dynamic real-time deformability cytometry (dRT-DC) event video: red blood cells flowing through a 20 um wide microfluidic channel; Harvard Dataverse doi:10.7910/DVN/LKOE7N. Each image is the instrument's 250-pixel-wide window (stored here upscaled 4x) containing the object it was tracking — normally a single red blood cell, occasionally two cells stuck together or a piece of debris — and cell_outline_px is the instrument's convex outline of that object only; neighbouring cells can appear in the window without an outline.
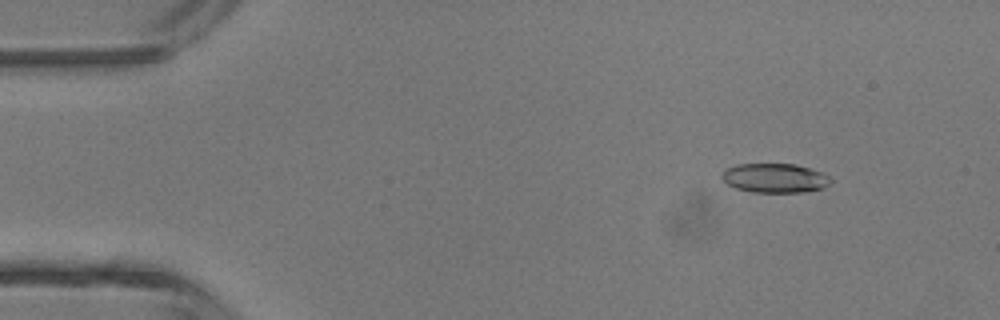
{"species": "common noctule bat (a hibernating species)", "species_latin": "Nyctalus noctula", "temperature_condition": "room temperature", "stored_images_in_passage": 45, "camera_frame_rate_fps": 3000, "um_per_image_px": 0.085, "animal": {"sex": "male", "body_mass_g": 13.3}, "frame": {"image": 1, "passage_image": 5, "time_ms": 1.333, "image_size_px": [1000, 320], "cell_outline_px": [[832, 180], [824, 188], [804, 192], [752, 192], [736, 188], [728, 184], [720, 176], [728, 168], [736, 164], [796, 164], [824, 172]], "centroid_in_image_um": [65.89, 15.13], "position_along_channel_um": 19.1, "area_um2": 18.55}}
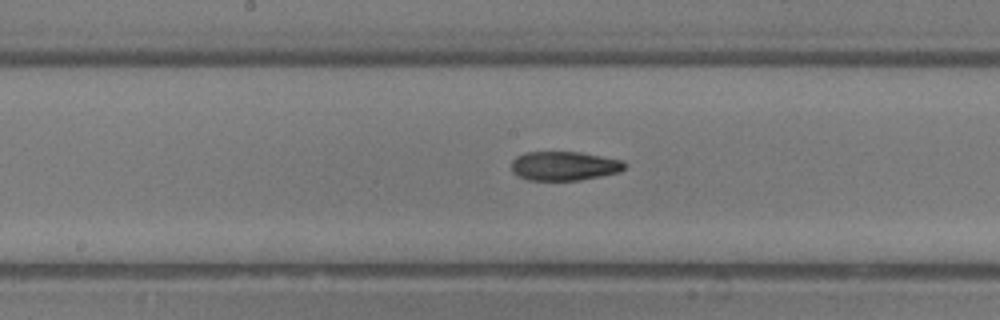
{"frame": {"image": 2, "passage_image": 23, "time_ms": 7.333, "image_size_px": [1000, 320], "cell_outline_px": [[628, 164], [620, 172], [580, 180], [528, 180], [516, 176], [512, 172], [512, 160], [516, 156], [524, 152], [580, 152], [624, 160]], "centroid_in_image_um": [47.96, 14.1], "position_along_channel_um": 200.2, "area_um2": 19.42}}
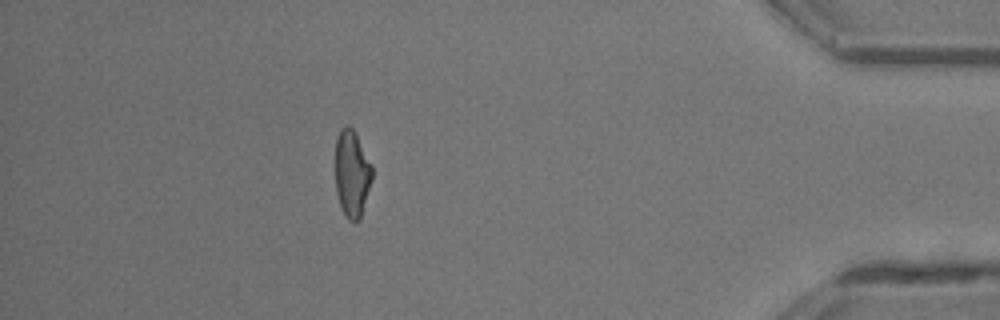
{"frame": {"image": 3, "passage_image": 40, "time_ms": 13.0, "image_size_px": [1000, 320], "cell_outline_px": [[372, 180], [360, 216], [356, 220], [348, 220], [344, 216], [340, 208], [336, 192], [336, 136], [340, 128], [348, 124], [352, 128], [372, 164]], "centroid_in_image_um": [29.9, 14.73], "position_along_channel_um": 405.3, "area_um2": 18.55}, "authors_computed_cell_mechanics": {"area_um2": 19.3052, "velocity_mm_per_s": 4.5279, "shape_relaxation_time_tau1_ms": null, "shape_relaxation_time_tau2_ms": 2.7689, "deformation_change_tau1": null, "deformation_change_tau2": 0.1112}}